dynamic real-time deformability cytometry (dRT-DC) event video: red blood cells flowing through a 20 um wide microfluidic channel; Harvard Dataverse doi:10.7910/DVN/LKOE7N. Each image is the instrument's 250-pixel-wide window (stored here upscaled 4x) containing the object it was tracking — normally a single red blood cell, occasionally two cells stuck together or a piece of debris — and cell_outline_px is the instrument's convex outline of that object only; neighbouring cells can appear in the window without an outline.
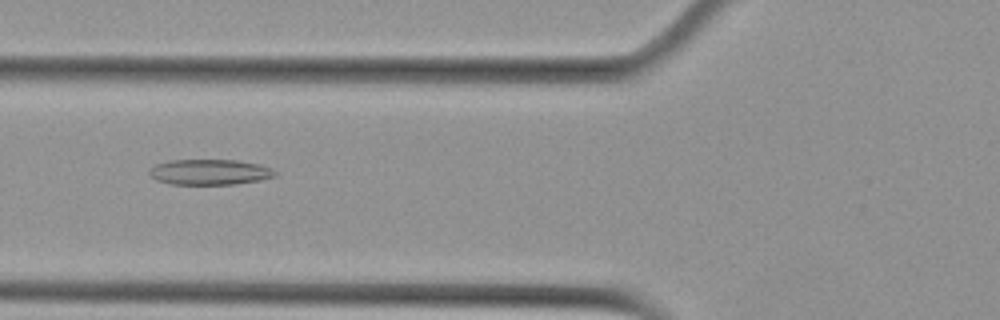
{"species": "Egyptian fruit bat (a non-hibernating species)", "species_latin": "Rousettus aegyptiacus", "temperature_condition": "cold", "stored_images_in_passage": 6, "camera_frame_rate_fps": 3000, "um_per_image_px": 0.085, "animal": {"sex": "female"}, "frame": {"image": 1, "passage_image": 6, "time_ms": 1.667, "image_size_px": [1000, 320], "cell_outline_px": [[276, 176], [260, 180], [232, 184], [172, 184], [156, 180], [148, 172], [156, 164], [168, 160], [236, 160], [260, 164], [272, 168], [276, 172]], "centroid_in_image_um": [17.84, 14.62], "position_along_channel_um": 108.0, "area_um2": 18.61}}